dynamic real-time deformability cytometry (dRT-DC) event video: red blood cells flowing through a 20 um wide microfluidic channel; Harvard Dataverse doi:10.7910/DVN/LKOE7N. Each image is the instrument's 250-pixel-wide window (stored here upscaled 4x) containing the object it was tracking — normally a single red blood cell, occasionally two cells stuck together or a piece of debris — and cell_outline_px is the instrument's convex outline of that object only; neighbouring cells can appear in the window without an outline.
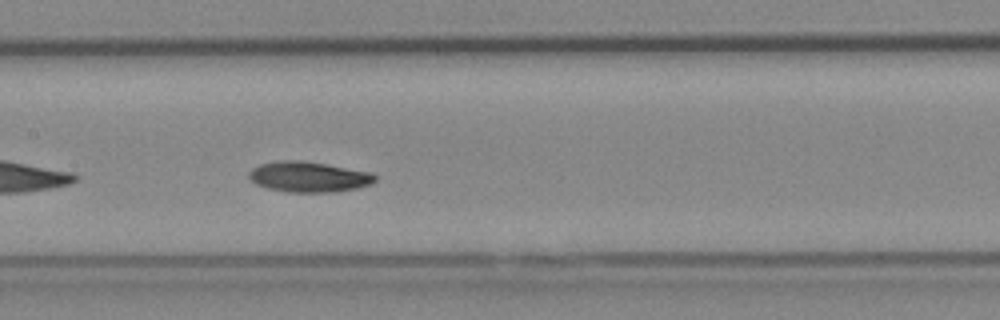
{"species": "Egyptian fruit bat (a non-hibernating species)", "species_latin": "Rousettus aegyptiacus", "temperature_condition": "cold", "stored_images_in_passage": 37, "camera_frame_rate_fps": 3000, "um_per_image_px": 0.085, "animal": {"sex": "female"}, "frame": {"image": 1, "passage_image": 11, "time_ms": 3.333, "image_size_px": [1000, 320], "cell_outline_px": [[376, 180], [372, 184], [356, 188], [336, 192], [288, 192], [268, 188], [256, 184], [248, 180], [248, 172], [252, 168], [260, 164], [280, 160], [300, 160], [372, 172], [376, 176]], "centroid_in_image_um": [26.22, 15.03], "position_along_channel_um": 181.2, "area_um2": 22.48}, "authors_computed_cell_mechanics": {"area_um2": 21.5594, "velocity_mm_per_s": 3.8842, "shape_relaxation_time_tau1_ms": 2.017, "shape_relaxation_time_tau2_ms": null, "deformation_change_tau1": 0.1199, "deformation_change_tau2": null}}